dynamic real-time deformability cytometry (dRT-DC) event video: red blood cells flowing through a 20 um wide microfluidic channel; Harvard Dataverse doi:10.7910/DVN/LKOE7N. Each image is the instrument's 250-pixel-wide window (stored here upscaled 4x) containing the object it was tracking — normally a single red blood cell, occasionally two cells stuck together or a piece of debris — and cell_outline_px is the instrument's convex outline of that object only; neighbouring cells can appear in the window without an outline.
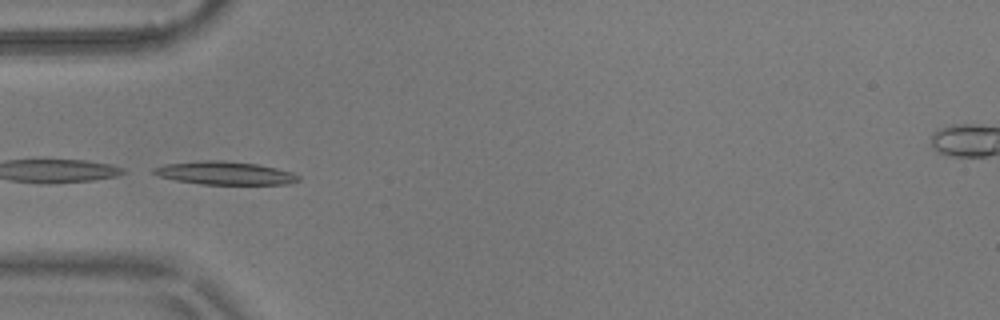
{"species": "common noctule bat (a hibernating species)", "species_latin": "Nyctalus noctula", "temperature_condition": "warm", "stored_images_in_passage": 8, "camera_frame_rate_fps": 3000, "um_per_image_px": 0.085, "animal": {"sex": "male", "body_mass_g": 17.9}, "frame": {"image": 1, "passage_image": 5, "time_ms": 1.333, "image_size_px": [1000, 320], "cell_outline_px": [[300, 180], [292, 184], [200, 184], [176, 180], [160, 176], [152, 172], [152, 168], [164, 164], [208, 160], [220, 160], [256, 164], [276, 168], [292, 172], [300, 176]], "centroid_in_image_um": [19.14, 14.71], "position_along_channel_um": 65.9, "area_um2": 19.42}}